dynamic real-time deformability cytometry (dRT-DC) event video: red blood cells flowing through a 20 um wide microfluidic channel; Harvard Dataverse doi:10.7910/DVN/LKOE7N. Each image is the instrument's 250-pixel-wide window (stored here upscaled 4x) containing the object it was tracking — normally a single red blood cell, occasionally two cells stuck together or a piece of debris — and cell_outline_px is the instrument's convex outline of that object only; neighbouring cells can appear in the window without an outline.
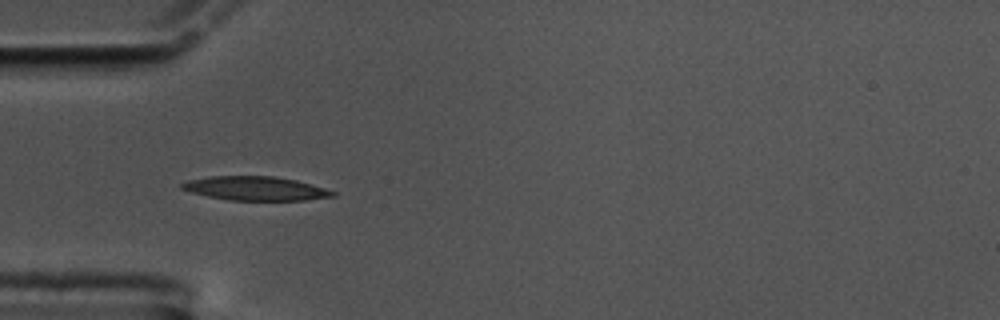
{"species": "common noctule bat (a hibernating species)", "species_latin": "Nyctalus noctula", "temperature_condition": "cold", "stored_images_in_passage": 35, "camera_frame_rate_fps": 3000, "um_per_image_px": 0.085, "animal": {"sex": "male", "body_mass_g": 17.5, "forearm_length_mm": 52.3}, "frame": {"image": 1, "passage_image": 1, "time_ms": 0.0, "image_size_px": [1000, 320], "cell_outline_px": [[336, 196], [304, 200], [228, 200], [208, 196], [192, 192], [180, 188], [180, 184], [188, 180], [208, 176], [272, 176], [296, 180], [312, 184], [336, 192]], "centroid_in_image_um": [21.71, 16.01], "position_along_channel_um": 63.3, "area_um2": 20.98}}
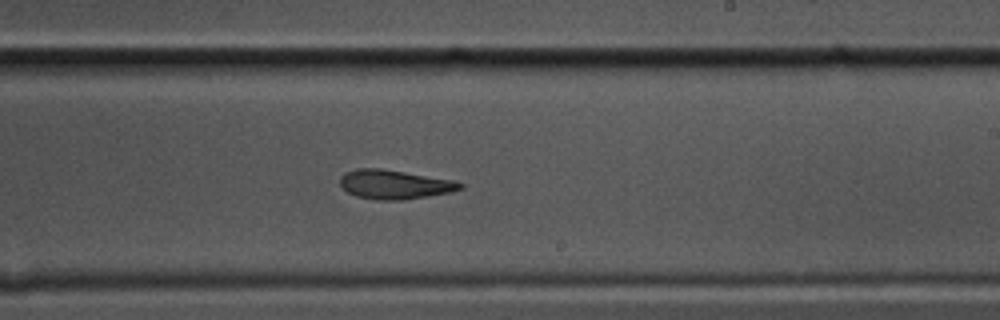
{"frame": {"image": 2, "passage_image": 18, "time_ms": 5.667, "image_size_px": [1000, 320], "cell_outline_px": [[464, 188], [452, 192], [404, 200], [376, 200], [356, 196], [348, 192], [340, 184], [340, 176], [344, 172], [356, 168], [380, 168], [452, 180], [464, 184]], "centroid_in_image_um": [33.52, 15.68], "position_along_channel_um": 255.5, "area_um2": 20.4}}
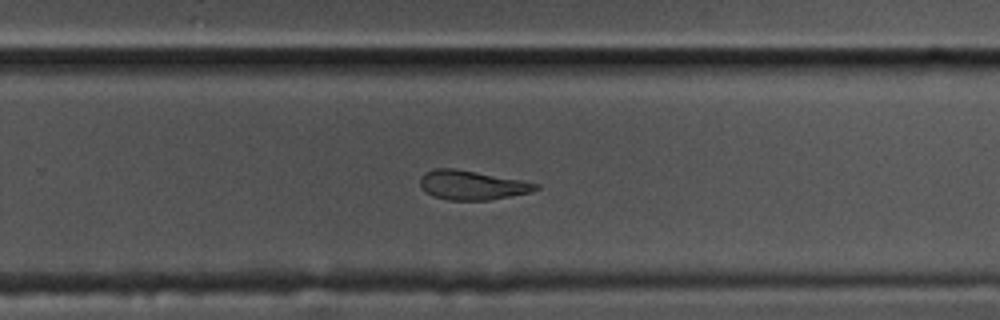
{"frame": {"image": 3, "passage_image": 21, "time_ms": 6.667, "image_size_px": [1000, 320], "cell_outline_px": [[540, 188], [532, 192], [488, 200], [448, 200], [432, 196], [420, 184], [420, 176], [424, 172], [436, 168], [456, 168], [520, 180], [540, 184]], "centroid_in_image_um": [40.12, 15.73], "position_along_channel_um": 289.7, "area_um2": 19.65}, "authors_computed_cell_mechanics": {"area_um2": 20.8658, "velocity_mm_per_s": 3.4179, "shape_relaxation_time_tau1_ms": 6.5342, "shape_relaxation_time_tau2_ms": 4.4731, "deformation_change_tau1": 0.1948, "deformation_change_tau2": 0.13}}